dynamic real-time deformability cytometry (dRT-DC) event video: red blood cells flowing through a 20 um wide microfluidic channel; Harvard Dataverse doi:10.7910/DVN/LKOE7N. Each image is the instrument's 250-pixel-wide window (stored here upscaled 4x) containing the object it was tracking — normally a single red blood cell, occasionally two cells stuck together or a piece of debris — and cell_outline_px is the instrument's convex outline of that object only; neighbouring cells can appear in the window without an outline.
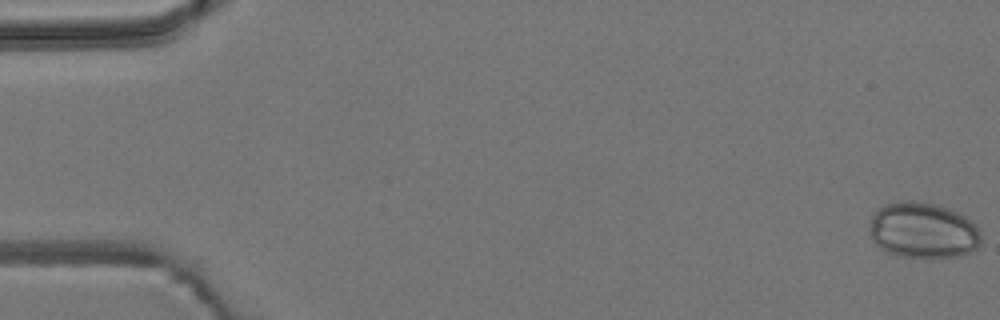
{"species": "common noctule bat (a hibernating species)", "species_latin": "Nyctalus noctula", "temperature_condition": "room temperature", "stored_images_in_passage": 4, "camera_frame_rate_fps": 3000, "um_per_image_px": 0.085, "animal": {"sex": "male", "body_mass_g": 19.2, "forearm_length_mm": 51.8}, "frame": {"image": 1, "passage_image": 1, "time_ms": 0.0, "image_size_px": [1000, 320], "cell_outline_px": [[980, 244], [976, 248], [960, 256], [932, 260], [924, 260], [900, 256], [888, 252], [880, 248], [872, 240], [868, 232], [872, 216], [876, 208], [884, 204], [900, 200], [912, 200], [932, 204], [948, 208], [972, 220], [976, 224], [980, 232]], "centroid_in_image_um": [78.43, 19.61], "position_along_channel_um": 6.6, "area_um2": 37.28}}